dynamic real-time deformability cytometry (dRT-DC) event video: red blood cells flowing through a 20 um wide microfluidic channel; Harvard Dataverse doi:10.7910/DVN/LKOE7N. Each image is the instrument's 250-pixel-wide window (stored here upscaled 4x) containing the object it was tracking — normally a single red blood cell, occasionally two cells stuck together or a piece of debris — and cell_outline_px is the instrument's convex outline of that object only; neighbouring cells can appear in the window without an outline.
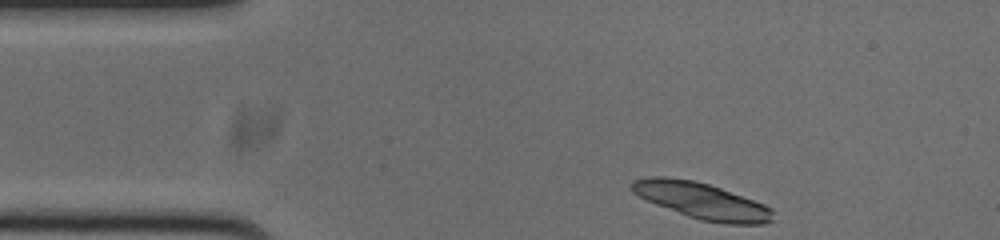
{"species": "common noctule bat (a hibernating species)", "species_latin": "Nyctalus noctula", "temperature_condition": "cold", "stored_images_in_passage": 46, "camera_frame_rate_fps": 3000, "um_per_image_px": 0.085, "animal": {"sex": "male", "body_mass_g": 20.0, "forearm_length_mm": 53.3}, "frame": {"image": 1, "passage_image": 1, "time_ms": 0.0, "image_size_px": [1000, 240], "cell_outline_px": [[776, 212], [772, 220], [764, 224], [724, 224], [700, 220], [688, 216], [656, 204], [632, 192], [632, 180], [648, 176], [668, 176], [692, 180], [708, 184], [720, 188], [764, 204], [772, 208]], "centroid_in_image_um": [59.67, 17.07], "position_along_channel_um": 25.3, "area_um2": 29.77}, "authors_computed_cell_mechanics": {"area_um2": 18.0336, "velocity_mm_per_s": 3.708, "shape_relaxation_time_tau1_ms": 1.8589, "shape_relaxation_time_tau2_ms": 4.429, "deformation_change_tau1": 0.0964, "deformation_change_tau2": 0.1057}}